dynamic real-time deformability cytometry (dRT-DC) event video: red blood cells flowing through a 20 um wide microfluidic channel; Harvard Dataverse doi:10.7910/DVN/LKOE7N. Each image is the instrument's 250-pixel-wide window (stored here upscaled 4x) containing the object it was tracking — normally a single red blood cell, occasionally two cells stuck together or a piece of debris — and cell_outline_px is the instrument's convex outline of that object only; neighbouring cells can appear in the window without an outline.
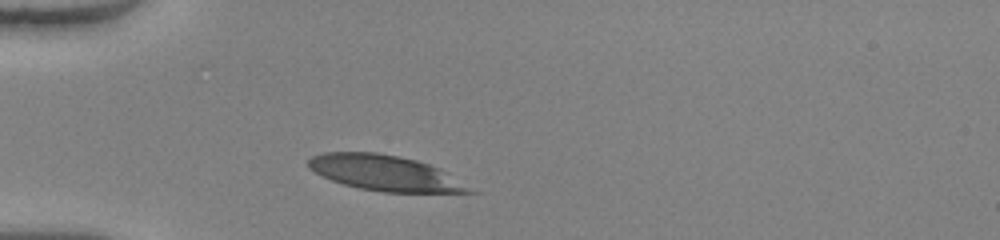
{"species": "human", "species_latin": "Homo sapiens", "temperature_condition": "warm", "stored_images_in_passage": 29, "camera_frame_rate_fps": 3000, "um_per_image_px": 0.085, "donor": {"sex": "female"}, "frame": {"image": 1, "passage_image": 1, "time_ms": 0.0, "image_size_px": [1000, 240], "cell_outline_px": [[480, 192], [384, 192], [360, 188], [344, 184], [332, 180], [308, 168], [308, 160], [312, 156], [324, 152], [376, 152], [400, 156], [416, 160], [440, 168]], "centroid_in_image_um": [32.75, 14.7], "position_along_channel_um": 52.3, "area_um2": 33.12}}
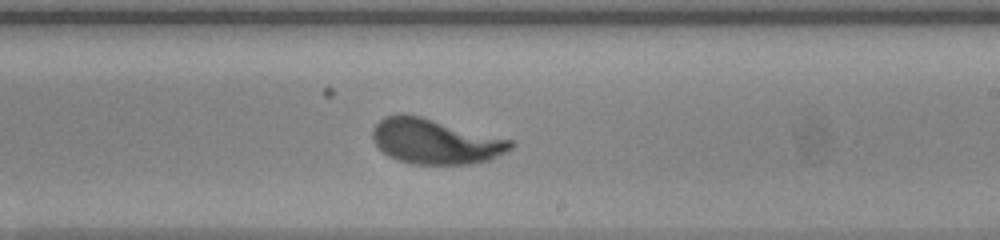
{"frame": {"image": 2, "passage_image": 17, "time_ms": 5.333, "image_size_px": [1000, 240], "cell_outline_px": [[516, 144], [512, 148], [488, 160], [468, 164], [412, 164], [396, 160], [388, 156], [372, 140], [372, 128], [384, 116], [400, 112], [420, 116], [512, 140]], "centroid_in_image_um": [36.95, 12.01], "position_along_channel_um": 252.1, "area_um2": 36.24}}
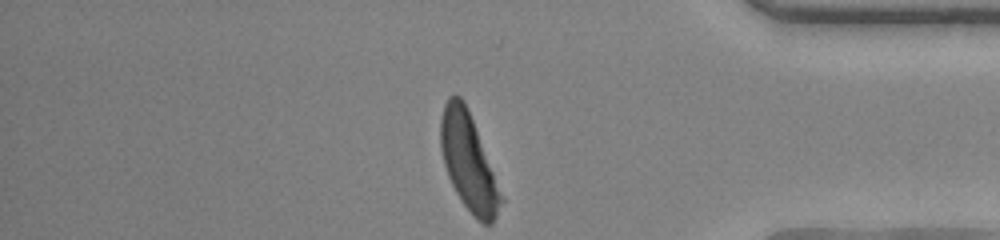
{"frame": {"image": 3, "passage_image": 29, "time_ms": 9.333, "image_size_px": [1000, 240], "cell_outline_px": [[504, 200], [492, 224], [484, 224], [460, 200], [448, 176], [444, 164], [440, 148], [440, 116], [444, 104], [448, 96], [460, 96], [464, 100], [468, 108], [504, 196]], "centroid_in_image_um": [39.83, 13.74], "position_along_channel_um": 395.4, "area_um2": 34.04}}